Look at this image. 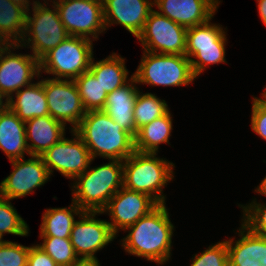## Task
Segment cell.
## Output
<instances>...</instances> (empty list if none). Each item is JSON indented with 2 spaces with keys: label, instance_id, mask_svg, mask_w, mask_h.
Here are the masks:
<instances>
[{
  "label": "cell",
  "instance_id": "obj_43",
  "mask_svg": "<svg viewBox=\"0 0 266 266\" xmlns=\"http://www.w3.org/2000/svg\"><path fill=\"white\" fill-rule=\"evenodd\" d=\"M5 240H2V238L0 237V245L4 242Z\"/></svg>",
  "mask_w": 266,
  "mask_h": 266
},
{
  "label": "cell",
  "instance_id": "obj_35",
  "mask_svg": "<svg viewBox=\"0 0 266 266\" xmlns=\"http://www.w3.org/2000/svg\"><path fill=\"white\" fill-rule=\"evenodd\" d=\"M251 128L266 140V99L253 97Z\"/></svg>",
  "mask_w": 266,
  "mask_h": 266
},
{
  "label": "cell",
  "instance_id": "obj_32",
  "mask_svg": "<svg viewBox=\"0 0 266 266\" xmlns=\"http://www.w3.org/2000/svg\"><path fill=\"white\" fill-rule=\"evenodd\" d=\"M243 208V224L253 233L266 238V205L252 201Z\"/></svg>",
  "mask_w": 266,
  "mask_h": 266
},
{
  "label": "cell",
  "instance_id": "obj_21",
  "mask_svg": "<svg viewBox=\"0 0 266 266\" xmlns=\"http://www.w3.org/2000/svg\"><path fill=\"white\" fill-rule=\"evenodd\" d=\"M25 125L28 126H25V132L30 156H42L64 137L66 126L50 115L35 117L26 121ZM28 141L31 143L28 144Z\"/></svg>",
  "mask_w": 266,
  "mask_h": 266
},
{
  "label": "cell",
  "instance_id": "obj_18",
  "mask_svg": "<svg viewBox=\"0 0 266 266\" xmlns=\"http://www.w3.org/2000/svg\"><path fill=\"white\" fill-rule=\"evenodd\" d=\"M219 0H154L162 12L159 14L186 28L210 21L217 10Z\"/></svg>",
  "mask_w": 266,
  "mask_h": 266
},
{
  "label": "cell",
  "instance_id": "obj_33",
  "mask_svg": "<svg viewBox=\"0 0 266 266\" xmlns=\"http://www.w3.org/2000/svg\"><path fill=\"white\" fill-rule=\"evenodd\" d=\"M192 258L191 266H229V256L226 241L218 242Z\"/></svg>",
  "mask_w": 266,
  "mask_h": 266
},
{
  "label": "cell",
  "instance_id": "obj_22",
  "mask_svg": "<svg viewBox=\"0 0 266 266\" xmlns=\"http://www.w3.org/2000/svg\"><path fill=\"white\" fill-rule=\"evenodd\" d=\"M25 122L8 107L0 112V149L9 161L24 158L29 154Z\"/></svg>",
  "mask_w": 266,
  "mask_h": 266
},
{
  "label": "cell",
  "instance_id": "obj_10",
  "mask_svg": "<svg viewBox=\"0 0 266 266\" xmlns=\"http://www.w3.org/2000/svg\"><path fill=\"white\" fill-rule=\"evenodd\" d=\"M137 39L144 51L185 55L187 28L152 10Z\"/></svg>",
  "mask_w": 266,
  "mask_h": 266
},
{
  "label": "cell",
  "instance_id": "obj_24",
  "mask_svg": "<svg viewBox=\"0 0 266 266\" xmlns=\"http://www.w3.org/2000/svg\"><path fill=\"white\" fill-rule=\"evenodd\" d=\"M172 131L170 111L137 130L134 137L135 151L157 154L159 144L168 143Z\"/></svg>",
  "mask_w": 266,
  "mask_h": 266
},
{
  "label": "cell",
  "instance_id": "obj_25",
  "mask_svg": "<svg viewBox=\"0 0 266 266\" xmlns=\"http://www.w3.org/2000/svg\"><path fill=\"white\" fill-rule=\"evenodd\" d=\"M93 59L89 71L100 82L107 94L128 82V70L125 67L124 58L113 53L97 62H93Z\"/></svg>",
  "mask_w": 266,
  "mask_h": 266
},
{
  "label": "cell",
  "instance_id": "obj_39",
  "mask_svg": "<svg viewBox=\"0 0 266 266\" xmlns=\"http://www.w3.org/2000/svg\"><path fill=\"white\" fill-rule=\"evenodd\" d=\"M13 3H16L18 6L24 8L27 12L30 10V1L29 0H10Z\"/></svg>",
  "mask_w": 266,
  "mask_h": 266
},
{
  "label": "cell",
  "instance_id": "obj_13",
  "mask_svg": "<svg viewBox=\"0 0 266 266\" xmlns=\"http://www.w3.org/2000/svg\"><path fill=\"white\" fill-rule=\"evenodd\" d=\"M71 132L75 139L61 138L41 157L50 175L55 169L73 180L89 167L93 159L80 136L74 130Z\"/></svg>",
  "mask_w": 266,
  "mask_h": 266
},
{
  "label": "cell",
  "instance_id": "obj_19",
  "mask_svg": "<svg viewBox=\"0 0 266 266\" xmlns=\"http://www.w3.org/2000/svg\"><path fill=\"white\" fill-rule=\"evenodd\" d=\"M240 228V239L226 241L229 266H266V238L253 233L243 223Z\"/></svg>",
  "mask_w": 266,
  "mask_h": 266
},
{
  "label": "cell",
  "instance_id": "obj_28",
  "mask_svg": "<svg viewBox=\"0 0 266 266\" xmlns=\"http://www.w3.org/2000/svg\"><path fill=\"white\" fill-rule=\"evenodd\" d=\"M84 109L87 111L103 110L107 93L100 82L90 72H84L75 80Z\"/></svg>",
  "mask_w": 266,
  "mask_h": 266
},
{
  "label": "cell",
  "instance_id": "obj_40",
  "mask_svg": "<svg viewBox=\"0 0 266 266\" xmlns=\"http://www.w3.org/2000/svg\"><path fill=\"white\" fill-rule=\"evenodd\" d=\"M255 191L261 195H265L266 196V176L265 178L261 181L260 185L258 186L257 189H255Z\"/></svg>",
  "mask_w": 266,
  "mask_h": 266
},
{
  "label": "cell",
  "instance_id": "obj_16",
  "mask_svg": "<svg viewBox=\"0 0 266 266\" xmlns=\"http://www.w3.org/2000/svg\"><path fill=\"white\" fill-rule=\"evenodd\" d=\"M96 214L102 212L84 211L73 225L70 242L79 259L97 258L95 253L116 237L108 221L95 219Z\"/></svg>",
  "mask_w": 266,
  "mask_h": 266
},
{
  "label": "cell",
  "instance_id": "obj_7",
  "mask_svg": "<svg viewBox=\"0 0 266 266\" xmlns=\"http://www.w3.org/2000/svg\"><path fill=\"white\" fill-rule=\"evenodd\" d=\"M92 40L69 36L57 47L51 49L40 60V73L56 75L54 79L75 80L89 71L93 58Z\"/></svg>",
  "mask_w": 266,
  "mask_h": 266
},
{
  "label": "cell",
  "instance_id": "obj_29",
  "mask_svg": "<svg viewBox=\"0 0 266 266\" xmlns=\"http://www.w3.org/2000/svg\"><path fill=\"white\" fill-rule=\"evenodd\" d=\"M138 91L134 104L135 128L138 130L142 126L152 122L156 118L165 115L169 109L165 100L157 98L152 93Z\"/></svg>",
  "mask_w": 266,
  "mask_h": 266
},
{
  "label": "cell",
  "instance_id": "obj_41",
  "mask_svg": "<svg viewBox=\"0 0 266 266\" xmlns=\"http://www.w3.org/2000/svg\"><path fill=\"white\" fill-rule=\"evenodd\" d=\"M3 98L5 99V96L0 91V112L7 108V101L3 103Z\"/></svg>",
  "mask_w": 266,
  "mask_h": 266
},
{
  "label": "cell",
  "instance_id": "obj_31",
  "mask_svg": "<svg viewBox=\"0 0 266 266\" xmlns=\"http://www.w3.org/2000/svg\"><path fill=\"white\" fill-rule=\"evenodd\" d=\"M28 225L17 213L16 209L10 203V199L0 196V237L4 233L27 236Z\"/></svg>",
  "mask_w": 266,
  "mask_h": 266
},
{
  "label": "cell",
  "instance_id": "obj_37",
  "mask_svg": "<svg viewBox=\"0 0 266 266\" xmlns=\"http://www.w3.org/2000/svg\"><path fill=\"white\" fill-rule=\"evenodd\" d=\"M71 266H100L99 261L97 258L95 259H78L75 263Z\"/></svg>",
  "mask_w": 266,
  "mask_h": 266
},
{
  "label": "cell",
  "instance_id": "obj_8",
  "mask_svg": "<svg viewBox=\"0 0 266 266\" xmlns=\"http://www.w3.org/2000/svg\"><path fill=\"white\" fill-rule=\"evenodd\" d=\"M209 22L187 28L185 56L190 60L191 69L196 78L207 68V65L226 62L225 31L220 25Z\"/></svg>",
  "mask_w": 266,
  "mask_h": 266
},
{
  "label": "cell",
  "instance_id": "obj_2",
  "mask_svg": "<svg viewBox=\"0 0 266 266\" xmlns=\"http://www.w3.org/2000/svg\"><path fill=\"white\" fill-rule=\"evenodd\" d=\"M74 131L87 146L92 159L100 156L124 161L135 152L134 137L103 110L87 111Z\"/></svg>",
  "mask_w": 266,
  "mask_h": 266
},
{
  "label": "cell",
  "instance_id": "obj_20",
  "mask_svg": "<svg viewBox=\"0 0 266 266\" xmlns=\"http://www.w3.org/2000/svg\"><path fill=\"white\" fill-rule=\"evenodd\" d=\"M128 80V83L107 95L103 111L123 130L135 137L137 130L134 121V104L139 89L135 87L136 80L133 75Z\"/></svg>",
  "mask_w": 266,
  "mask_h": 266
},
{
  "label": "cell",
  "instance_id": "obj_11",
  "mask_svg": "<svg viewBox=\"0 0 266 266\" xmlns=\"http://www.w3.org/2000/svg\"><path fill=\"white\" fill-rule=\"evenodd\" d=\"M44 93L48 102L49 115L62 122L72 124L74 130L86 114L79 90L74 80L43 79Z\"/></svg>",
  "mask_w": 266,
  "mask_h": 266
},
{
  "label": "cell",
  "instance_id": "obj_27",
  "mask_svg": "<svg viewBox=\"0 0 266 266\" xmlns=\"http://www.w3.org/2000/svg\"><path fill=\"white\" fill-rule=\"evenodd\" d=\"M26 16L27 11L16 3L0 0V44L20 43L25 31Z\"/></svg>",
  "mask_w": 266,
  "mask_h": 266
},
{
  "label": "cell",
  "instance_id": "obj_23",
  "mask_svg": "<svg viewBox=\"0 0 266 266\" xmlns=\"http://www.w3.org/2000/svg\"><path fill=\"white\" fill-rule=\"evenodd\" d=\"M7 100V107L22 121L49 115L48 102L42 81L32 83L19 90Z\"/></svg>",
  "mask_w": 266,
  "mask_h": 266
},
{
  "label": "cell",
  "instance_id": "obj_26",
  "mask_svg": "<svg viewBox=\"0 0 266 266\" xmlns=\"http://www.w3.org/2000/svg\"><path fill=\"white\" fill-rule=\"evenodd\" d=\"M69 208L46 209L42 215L40 237L70 238L75 223L74 215H81L84 211L74 201Z\"/></svg>",
  "mask_w": 266,
  "mask_h": 266
},
{
  "label": "cell",
  "instance_id": "obj_12",
  "mask_svg": "<svg viewBox=\"0 0 266 266\" xmlns=\"http://www.w3.org/2000/svg\"><path fill=\"white\" fill-rule=\"evenodd\" d=\"M12 47L18 49L19 44H0V91L6 97L5 101L32 84L35 75L41 76L39 60L33 55L11 53Z\"/></svg>",
  "mask_w": 266,
  "mask_h": 266
},
{
  "label": "cell",
  "instance_id": "obj_9",
  "mask_svg": "<svg viewBox=\"0 0 266 266\" xmlns=\"http://www.w3.org/2000/svg\"><path fill=\"white\" fill-rule=\"evenodd\" d=\"M61 22L70 36L97 39L106 30L102 0H57Z\"/></svg>",
  "mask_w": 266,
  "mask_h": 266
},
{
  "label": "cell",
  "instance_id": "obj_14",
  "mask_svg": "<svg viewBox=\"0 0 266 266\" xmlns=\"http://www.w3.org/2000/svg\"><path fill=\"white\" fill-rule=\"evenodd\" d=\"M158 205L147 194L132 191L123 186L109 200L107 206L101 212H109L112 222H108V224L116 235L118 229L125 231L126 228L149 214Z\"/></svg>",
  "mask_w": 266,
  "mask_h": 266
},
{
  "label": "cell",
  "instance_id": "obj_15",
  "mask_svg": "<svg viewBox=\"0 0 266 266\" xmlns=\"http://www.w3.org/2000/svg\"><path fill=\"white\" fill-rule=\"evenodd\" d=\"M28 160H11L13 172L0 183V196L13 200L31 194L50 178L41 156L32 155Z\"/></svg>",
  "mask_w": 266,
  "mask_h": 266
},
{
  "label": "cell",
  "instance_id": "obj_30",
  "mask_svg": "<svg viewBox=\"0 0 266 266\" xmlns=\"http://www.w3.org/2000/svg\"><path fill=\"white\" fill-rule=\"evenodd\" d=\"M42 244L37 246L47 253L58 266H71L79 257L75 254L70 238L40 237Z\"/></svg>",
  "mask_w": 266,
  "mask_h": 266
},
{
  "label": "cell",
  "instance_id": "obj_42",
  "mask_svg": "<svg viewBox=\"0 0 266 266\" xmlns=\"http://www.w3.org/2000/svg\"><path fill=\"white\" fill-rule=\"evenodd\" d=\"M264 90H265V91H264V93H262V97L266 99V87H265Z\"/></svg>",
  "mask_w": 266,
  "mask_h": 266
},
{
  "label": "cell",
  "instance_id": "obj_1",
  "mask_svg": "<svg viewBox=\"0 0 266 266\" xmlns=\"http://www.w3.org/2000/svg\"><path fill=\"white\" fill-rule=\"evenodd\" d=\"M125 230H129L122 239L126 252L158 264L169 260L174 226L165 204H159Z\"/></svg>",
  "mask_w": 266,
  "mask_h": 266
},
{
  "label": "cell",
  "instance_id": "obj_17",
  "mask_svg": "<svg viewBox=\"0 0 266 266\" xmlns=\"http://www.w3.org/2000/svg\"><path fill=\"white\" fill-rule=\"evenodd\" d=\"M105 28L120 24L136 38L144 29L146 20L153 10L149 0H102Z\"/></svg>",
  "mask_w": 266,
  "mask_h": 266
},
{
  "label": "cell",
  "instance_id": "obj_4",
  "mask_svg": "<svg viewBox=\"0 0 266 266\" xmlns=\"http://www.w3.org/2000/svg\"><path fill=\"white\" fill-rule=\"evenodd\" d=\"M173 166L156 154L135 151L123 161V186L147 194L158 204H166L162 187L174 178Z\"/></svg>",
  "mask_w": 266,
  "mask_h": 266
},
{
  "label": "cell",
  "instance_id": "obj_34",
  "mask_svg": "<svg viewBox=\"0 0 266 266\" xmlns=\"http://www.w3.org/2000/svg\"><path fill=\"white\" fill-rule=\"evenodd\" d=\"M30 247L4 241L0 245V266H27Z\"/></svg>",
  "mask_w": 266,
  "mask_h": 266
},
{
  "label": "cell",
  "instance_id": "obj_3",
  "mask_svg": "<svg viewBox=\"0 0 266 266\" xmlns=\"http://www.w3.org/2000/svg\"><path fill=\"white\" fill-rule=\"evenodd\" d=\"M89 169V170H87ZM73 184L72 201L83 211L101 212L123 187V161L110 160L96 168H87Z\"/></svg>",
  "mask_w": 266,
  "mask_h": 266
},
{
  "label": "cell",
  "instance_id": "obj_6",
  "mask_svg": "<svg viewBox=\"0 0 266 266\" xmlns=\"http://www.w3.org/2000/svg\"><path fill=\"white\" fill-rule=\"evenodd\" d=\"M136 83L152 86H187L195 80L190 60L185 55L160 54L144 51L133 74Z\"/></svg>",
  "mask_w": 266,
  "mask_h": 266
},
{
  "label": "cell",
  "instance_id": "obj_5",
  "mask_svg": "<svg viewBox=\"0 0 266 266\" xmlns=\"http://www.w3.org/2000/svg\"><path fill=\"white\" fill-rule=\"evenodd\" d=\"M53 4L54 9L51 10L46 6V2L44 5L34 1L33 17L27 12L25 31L19 47H26L28 44L27 46L32 49V55L38 60L70 36L61 22L55 3Z\"/></svg>",
  "mask_w": 266,
  "mask_h": 266
},
{
  "label": "cell",
  "instance_id": "obj_36",
  "mask_svg": "<svg viewBox=\"0 0 266 266\" xmlns=\"http://www.w3.org/2000/svg\"><path fill=\"white\" fill-rule=\"evenodd\" d=\"M27 266H58L56 262L37 245L30 246Z\"/></svg>",
  "mask_w": 266,
  "mask_h": 266
},
{
  "label": "cell",
  "instance_id": "obj_38",
  "mask_svg": "<svg viewBox=\"0 0 266 266\" xmlns=\"http://www.w3.org/2000/svg\"><path fill=\"white\" fill-rule=\"evenodd\" d=\"M258 2L259 16L266 26V0H256Z\"/></svg>",
  "mask_w": 266,
  "mask_h": 266
}]
</instances>
